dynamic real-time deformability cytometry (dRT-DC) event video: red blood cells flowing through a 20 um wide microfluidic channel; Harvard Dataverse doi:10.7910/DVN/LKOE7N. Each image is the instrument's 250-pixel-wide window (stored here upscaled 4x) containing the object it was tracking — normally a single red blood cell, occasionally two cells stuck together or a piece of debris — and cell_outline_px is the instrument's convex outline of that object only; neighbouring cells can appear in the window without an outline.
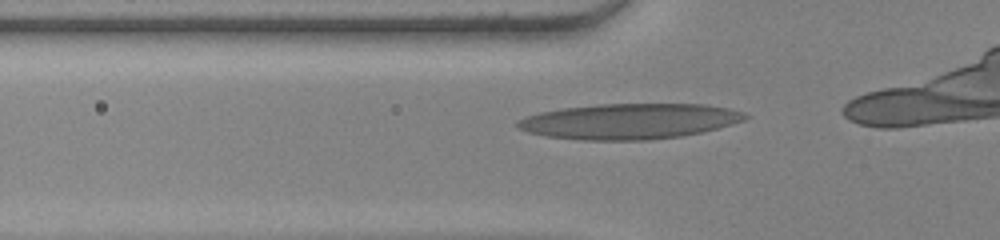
{"species": "human", "species_latin": "Homo sapiens", "temperature_condition": "warm", "stored_images_in_passage": 21, "camera_frame_rate_fps": 3000, "um_per_image_px": 0.085, "donor": {"sex": "female"}, "frame": {"image": 1, "passage_image": 2, "time_ms": 0.333, "image_size_px": [1000, 240], "cell_outline_px": [[748, 116], [744, 120], [732, 124], [700, 132], [680, 136], [648, 140], [580, 140], [544, 136], [528, 132], [520, 128], [516, 124], [516, 120], [524, 116], [540, 112], [560, 108], [600, 104], [704, 104], [728, 108], [744, 112]], "centroid_in_image_um": [53.44, 10.3], "position_along_channel_um": 72.4, "area_um2": 47.11}}
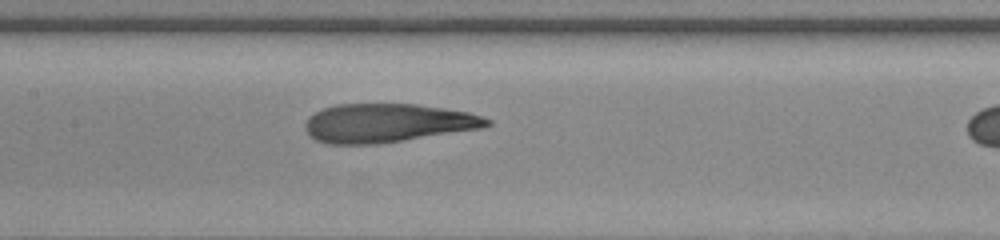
{"frame": {"image": 2, "passage_image": 10, "time_ms": 3.0, "image_size_px": [1000, 240], "cell_outline_px": [[492, 124], [484, 128], [380, 144], [328, 144], [316, 140], [304, 128], [304, 124], [308, 116], [324, 108], [336, 104], [416, 104], [444, 108], [468, 112], [492, 120]], "centroid_in_image_um": [32.94, 10.46], "position_along_channel_um": 174.5, "area_um2": 41.15}}
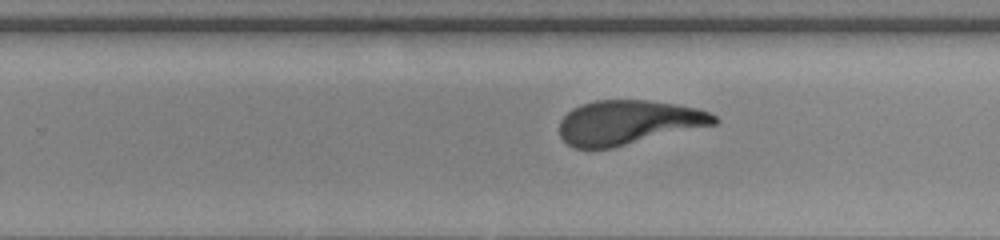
{"frame": {"image": 3, "passage_image": 18, "time_ms": 5.667, "image_size_px": [1000, 240], "cell_outline_px": [[720, 120], [716, 124], [612, 148], [572, 148], [560, 136], [560, 120], [572, 108], [580, 104], [596, 100], [648, 100], [676, 104], [696, 108], [708, 112], [716, 116]], "centroid_in_image_um": [53.4, 10.4], "position_along_channel_um": 276.4, "area_um2": 39.94}}